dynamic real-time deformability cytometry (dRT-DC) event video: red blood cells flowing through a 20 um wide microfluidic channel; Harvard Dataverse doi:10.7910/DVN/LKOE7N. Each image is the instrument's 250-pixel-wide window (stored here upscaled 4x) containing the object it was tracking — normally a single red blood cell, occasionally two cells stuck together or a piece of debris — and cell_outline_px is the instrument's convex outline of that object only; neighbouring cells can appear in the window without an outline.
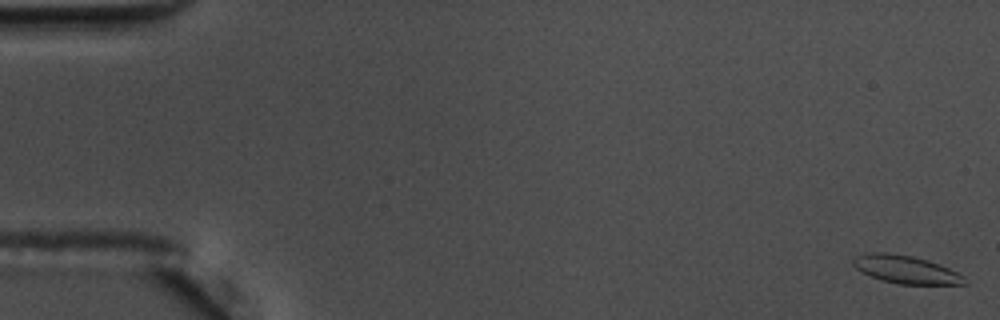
{"species": "common noctule bat (a hibernating species)", "species_latin": "Nyctalus noctula", "temperature_condition": "warm", "stored_images_in_passage": 58, "camera_frame_rate_fps": 3000, "um_per_image_px": 0.085, "animal": {"sex": "male", "body_mass_g": 17.5, "forearm_length_mm": 52.3}, "frame": {"image": 1, "passage_image": 1, "time_ms": 0.0, "image_size_px": [1000, 320], "cell_outline_px": [[968, 284], [900, 284], [880, 280], [860, 272], [852, 264], [852, 260], [856, 256], [872, 252], [888, 252], [912, 256], [928, 260], [948, 268], [964, 276]], "centroid_in_image_um": [76.96, 22.91], "position_along_channel_um": 8.0, "area_um2": 18.15}}
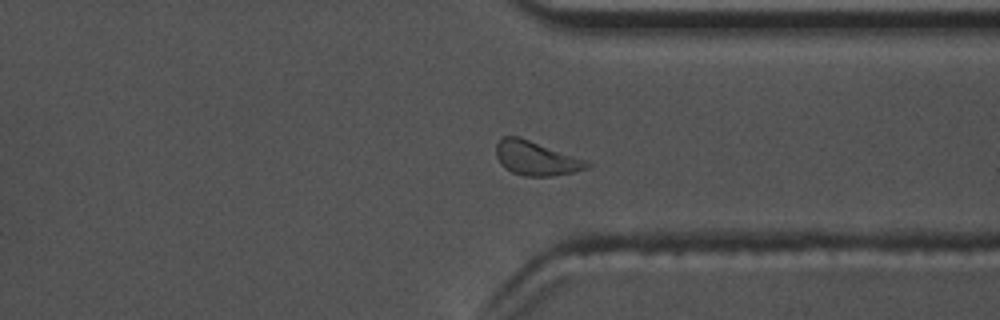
{"frame": {"image": 2, "passage_image": 44, "time_ms": 14.333, "image_size_px": [1000, 320], "cell_outline_px": [[592, 164], [588, 168], [572, 172], [552, 176], [524, 176], [512, 172], [504, 168], [500, 164], [496, 156], [496, 144], [504, 136], [520, 136], [584, 160]], "centroid_in_image_um": [45.51, 13.45], "position_along_channel_um": 365.9, "area_um2": 17.92}}
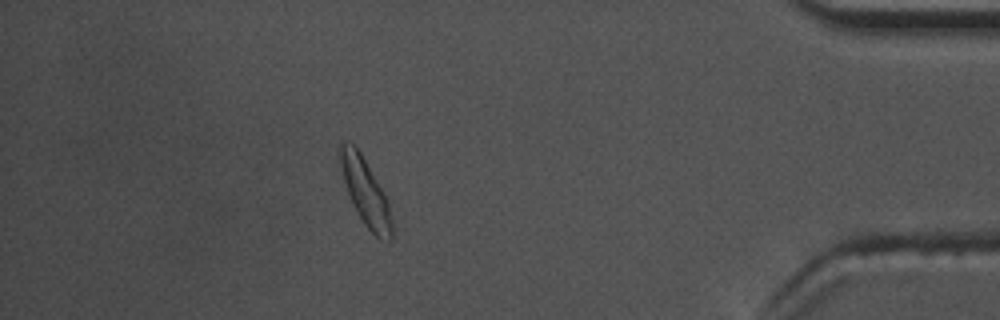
{"frame": {"image": 3, "passage_image": 51, "time_ms": 16.667, "image_size_px": [1000, 320], "cell_outline_px": [[392, 240], [380, 240], [364, 224], [348, 192], [336, 160], [340, 144], [344, 140], [348, 140], [360, 152], [384, 192], [388, 200], [392, 220]], "centroid_in_image_um": [31.03, 16.26], "position_along_channel_um": 404.2, "area_um2": 20.17}, "authors_computed_cell_mechanics": {"area_um2": 18.1781, "velocity_mm_per_s": 3.588, "shape_relaxation_time_tau1_ms": 2.2938, "shape_relaxation_time_tau2_ms": 2.2763, "deformation_change_tau1": 0.1019, "deformation_change_tau2": 0.0652}}